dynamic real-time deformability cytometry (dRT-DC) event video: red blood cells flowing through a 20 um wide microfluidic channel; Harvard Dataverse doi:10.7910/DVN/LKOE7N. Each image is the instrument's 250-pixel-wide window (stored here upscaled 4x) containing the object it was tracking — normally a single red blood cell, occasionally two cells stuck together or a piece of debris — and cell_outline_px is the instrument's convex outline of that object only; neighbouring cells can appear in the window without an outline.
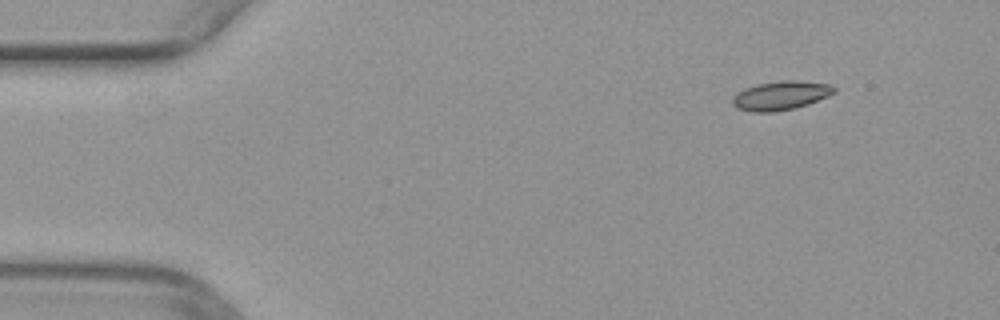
{"species": "common noctule bat (a hibernating species)", "species_latin": "Nyctalus noctula", "temperature_condition": "warm", "stored_images_in_passage": 48, "camera_frame_rate_fps": 3000, "um_per_image_px": 0.085, "animal": {"sex": "female", "body_mass_g": 29.2, "forearm_length_mm": 56.3}, "frame": {"image": 1, "passage_image": 3, "time_ms": 0.667, "image_size_px": [1000, 320], "cell_outline_px": [[836, 92], [828, 96], [808, 104], [792, 108], [772, 112], [752, 112], [736, 108], [732, 104], [732, 96], [736, 92], [744, 88], [760, 84], [780, 80], [796, 80], [832, 84], [836, 88]], "centroid_in_image_um": [66.35, 8.11], "position_along_channel_um": 18.6, "area_um2": 17.22}}
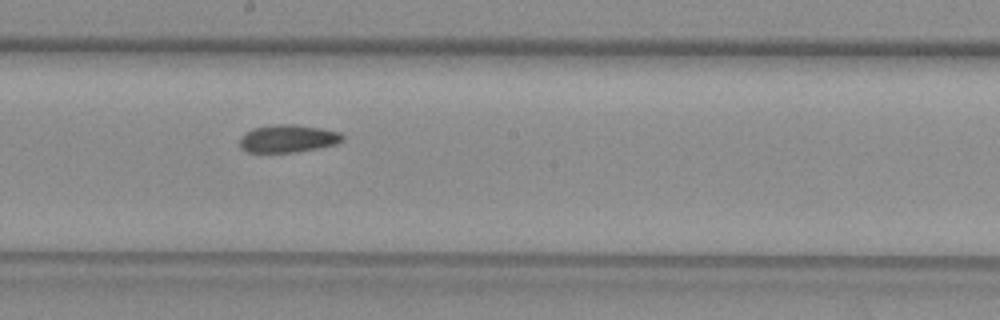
{"frame": {"image": 2, "passage_image": 25, "time_ms": 8.0, "image_size_px": [1000, 320], "cell_outline_px": [[344, 140], [336, 144], [296, 152], [248, 152], [240, 148], [240, 136], [252, 128], [276, 124], [296, 124], [320, 128], [340, 132], [344, 136]], "centroid_in_image_um": [24.47, 11.77], "position_along_channel_um": 223.7, "area_um2": 16.65}}
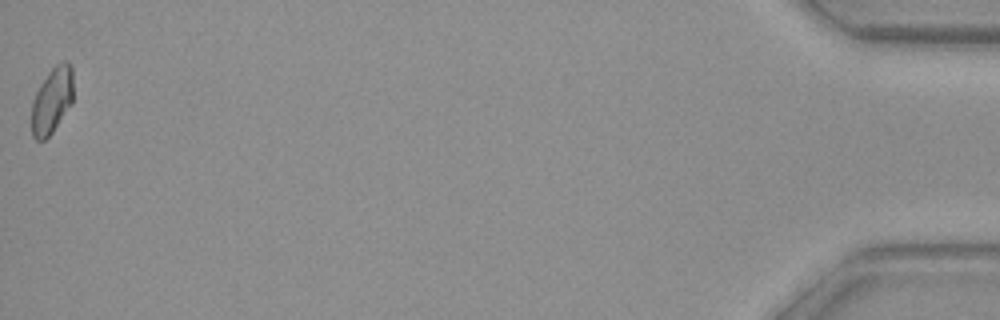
{"frame": {"image": 3, "passage_image": 48, "time_ms": 15.667, "image_size_px": [1000, 320], "cell_outline_px": [[72, 104], [52, 132], [44, 140], [36, 140], [32, 136], [32, 100], [40, 84], [48, 72], [56, 64], [64, 60], [68, 60], [72, 68]], "centroid_in_image_um": [4.42, 8.51], "position_along_channel_um": 430.8, "area_um2": 16.07}}